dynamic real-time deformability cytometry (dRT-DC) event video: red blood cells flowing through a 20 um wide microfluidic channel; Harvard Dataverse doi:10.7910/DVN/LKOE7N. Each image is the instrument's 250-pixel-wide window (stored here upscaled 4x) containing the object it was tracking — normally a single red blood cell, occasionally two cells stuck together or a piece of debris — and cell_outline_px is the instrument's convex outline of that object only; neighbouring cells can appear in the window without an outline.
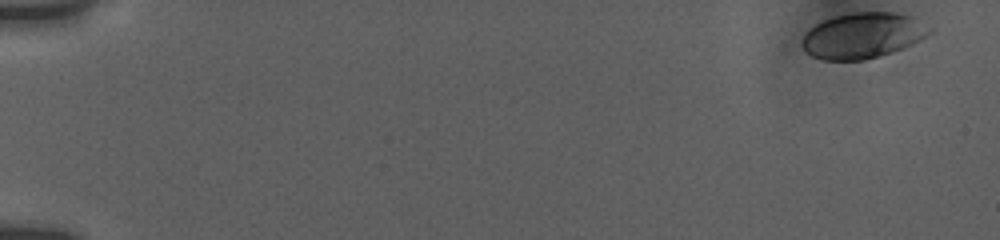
{"species": "human", "species_latin": "Homo sapiens", "temperature_condition": "room temperature", "stored_images_in_passage": 8, "camera_frame_rate_fps": 3000, "um_per_image_px": 0.085, "donor": {"sex": "female"}, "frame": {"image": 1, "passage_image": 1, "time_ms": 0.0, "image_size_px": [1000, 240], "cell_outline_px": [[932, 32], [920, 40], [904, 48], [880, 56], [864, 60], [824, 60], [812, 56], [800, 44], [804, 36], [816, 24], [824, 20], [836, 16], [852, 12], [892, 12], [916, 16], [932, 28]], "centroid_in_image_um": [73.4, 3.01], "position_along_channel_um": 11.6, "area_um2": 33.99}}
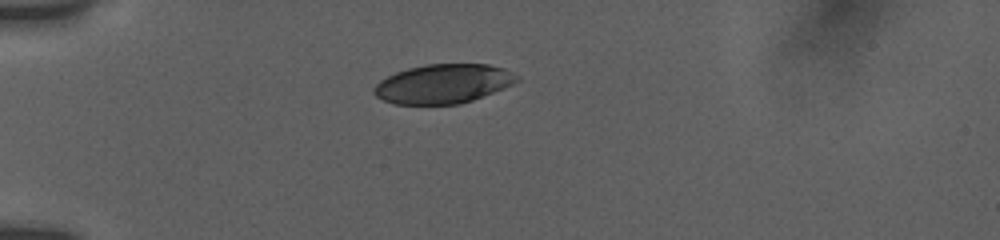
{"frame": {"image": 2, "passage_image": 7, "time_ms": 4.667, "image_size_px": [1000, 240], "cell_outline_px": [[520, 80], [504, 88], [472, 100], [460, 104], [396, 104], [384, 100], [376, 96], [372, 92], [372, 88], [380, 80], [396, 72], [408, 68], [428, 64], [488, 64], [504, 68], [520, 76]], "centroid_in_image_um": [37.68, 7.12], "position_along_channel_um": 47.3, "area_um2": 32.66}}